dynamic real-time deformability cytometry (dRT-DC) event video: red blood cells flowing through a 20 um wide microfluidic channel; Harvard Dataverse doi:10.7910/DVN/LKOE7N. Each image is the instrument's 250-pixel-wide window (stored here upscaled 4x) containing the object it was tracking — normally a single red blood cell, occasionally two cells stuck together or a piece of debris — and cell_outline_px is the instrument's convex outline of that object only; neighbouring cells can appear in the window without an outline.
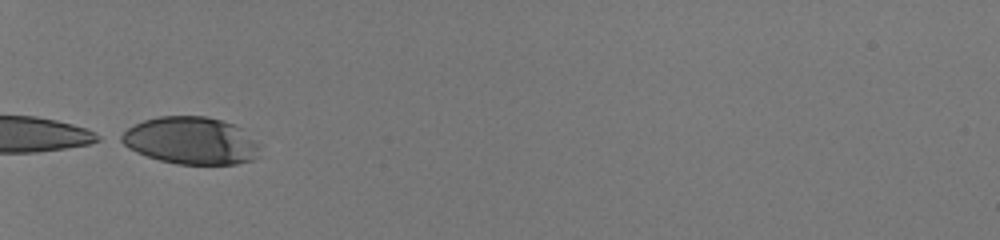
{"species": "human", "species_latin": "Homo sapiens", "temperature_condition": "room temperature", "stored_images_in_passage": 20, "camera_frame_rate_fps": 3000, "um_per_image_px": 0.085, "donor": {"sex": "male"}, "frame": {"image": 1, "passage_image": 1, "time_ms": 0.0, "image_size_px": [1000, 240], "cell_outline_px": [[264, 144], [256, 156], [252, 160], [236, 164], [176, 164], [160, 160], [136, 152], [128, 148], [116, 140], [116, 136], [128, 128], [144, 120], [156, 116], [204, 116], [236, 124]], "centroid_in_image_um": [16.25, 11.95], "position_along_channel_um": 68.8, "area_um2": 38.9}}